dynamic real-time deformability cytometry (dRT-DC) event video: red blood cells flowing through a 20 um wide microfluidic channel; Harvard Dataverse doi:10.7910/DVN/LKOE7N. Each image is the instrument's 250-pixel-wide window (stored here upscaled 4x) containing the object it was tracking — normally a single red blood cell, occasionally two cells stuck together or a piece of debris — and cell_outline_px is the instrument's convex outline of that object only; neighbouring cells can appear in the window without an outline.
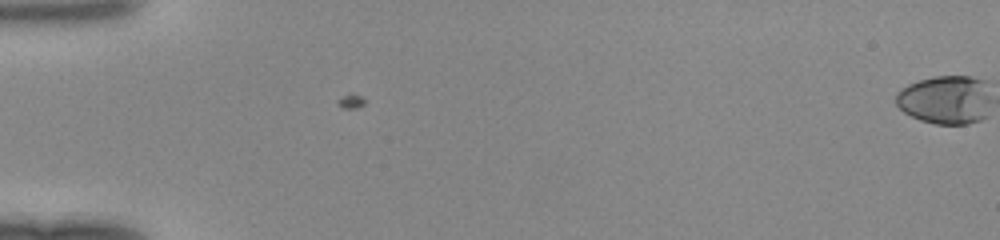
{"species": "human", "species_latin": "Homo sapiens", "temperature_condition": "room temperature", "stored_images_in_passage": 50, "camera_frame_rate_fps": 3000, "um_per_image_px": 0.085, "donor": {"sex": "female"}, "frame": {"image": 1, "passage_image": 1, "time_ms": 0.0, "image_size_px": [1000, 240], "cell_outline_px": [[972, 120], [960, 124], [940, 124], [924, 120], [908, 112], [900, 104], [900, 92], [912, 84], [924, 80], [944, 76], [964, 76], [972, 80]], "centroid_in_image_um": [79.91, 8.49], "position_along_channel_um": 5.1, "area_um2": 20.75}}
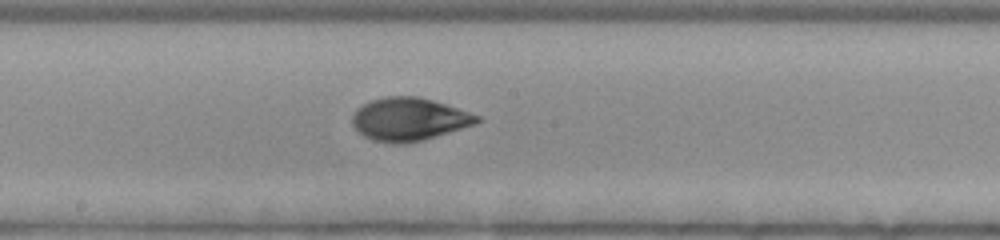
{"frame": {"image": 2, "passage_image": 29, "time_ms": 9.333, "image_size_px": [1000, 240], "cell_outline_px": [[476, 120], [468, 124], [428, 136], [412, 140], [384, 140], [372, 136], [364, 132], [356, 124], [356, 116], [368, 104], [380, 100], [424, 100], [476, 116]], "centroid_in_image_um": [34.77, 10.15], "position_along_channel_um": 213.4, "area_um2": 25.26}}
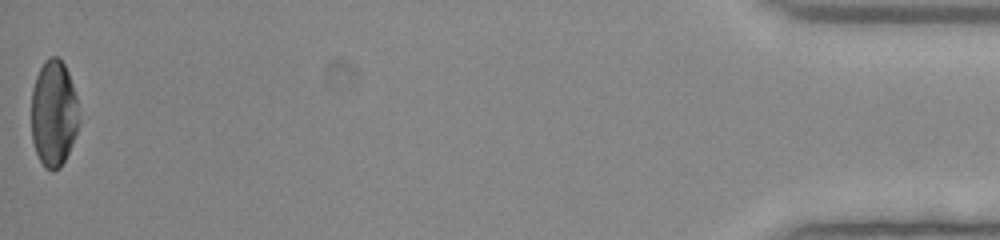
{"frame": {"image": 3, "passage_image": 50, "time_ms": 16.333, "image_size_px": [1000, 240], "cell_outline_px": [[72, 136], [64, 160], [56, 168], [48, 168], [40, 160], [32, 136], [32, 96], [36, 80], [44, 64], [48, 60], [60, 60], [68, 76], [72, 88]], "centroid_in_image_um": [4.44, 9.67], "position_along_channel_um": 430.8, "area_um2": 25.78}}